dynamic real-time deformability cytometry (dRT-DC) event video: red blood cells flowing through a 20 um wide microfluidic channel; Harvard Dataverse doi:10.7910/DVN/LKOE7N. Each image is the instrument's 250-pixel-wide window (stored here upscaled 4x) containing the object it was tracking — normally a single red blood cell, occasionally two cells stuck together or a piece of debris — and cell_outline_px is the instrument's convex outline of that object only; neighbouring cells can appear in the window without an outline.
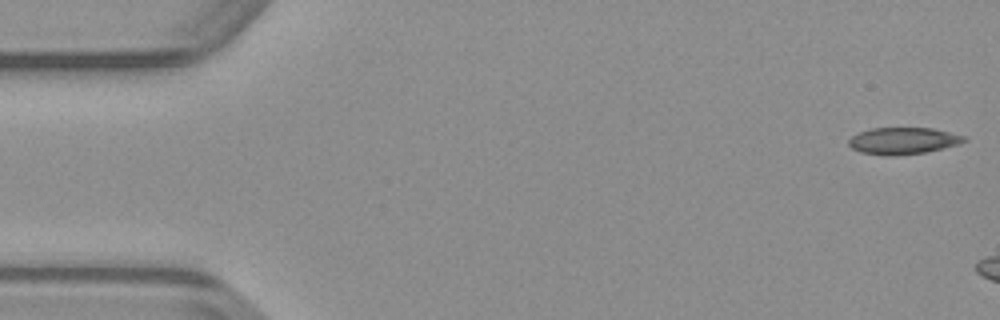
{"species": "common noctule bat (a hibernating species)", "species_latin": "Nyctalus noctula", "temperature_condition": "warm", "stored_images_in_passage": 5, "camera_frame_rate_fps": 3000, "um_per_image_px": 0.085, "animal": {"sex": "male", "body_mass_g": 23.1, "forearm_length_mm": 52.7}, "frame": {"image": 1, "passage_image": 1, "time_ms": 0.0, "image_size_px": [1000, 320], "cell_outline_px": [[968, 140], [960, 144], [924, 152], [892, 156], [888, 156], [860, 152], [852, 148], [848, 144], [848, 140], [852, 136], [860, 132], [872, 128], [932, 128], [964, 136]], "centroid_in_image_um": [76.75, 11.97], "position_along_channel_um": 8.3, "area_um2": 17.86}}